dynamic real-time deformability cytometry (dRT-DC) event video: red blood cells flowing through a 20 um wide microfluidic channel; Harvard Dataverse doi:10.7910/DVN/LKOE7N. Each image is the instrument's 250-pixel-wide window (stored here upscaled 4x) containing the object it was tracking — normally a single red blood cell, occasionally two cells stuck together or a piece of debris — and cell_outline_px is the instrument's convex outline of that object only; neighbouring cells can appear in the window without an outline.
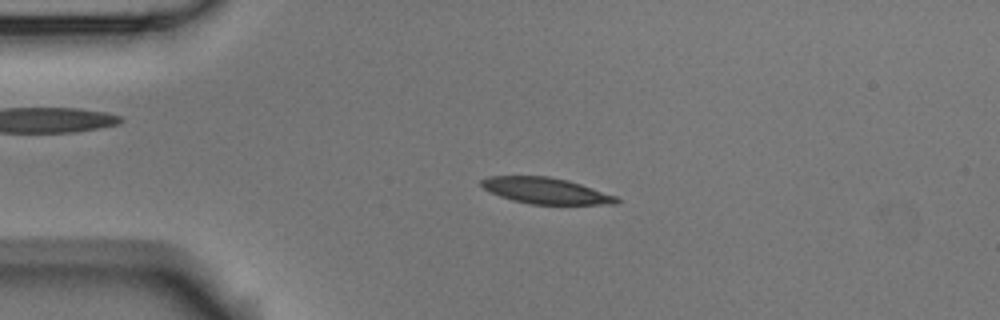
{"species": "Egyptian fruit bat (a non-hibernating species)", "species_latin": "Rousettus aegyptiacus", "temperature_condition": "room temperature", "stored_images_in_passage": 56, "camera_frame_rate_fps": 3000, "um_per_image_px": 0.085, "animal": {"sex": "male"}, "frame": {"image": 1, "passage_image": 12, "time_ms": 3.667, "image_size_px": [1000, 320], "cell_outline_px": [[620, 200], [616, 204], [528, 204], [512, 200], [500, 196], [484, 188], [480, 184], [480, 180], [488, 176], [548, 176], [568, 180], [616, 196]], "centroid_in_image_um": [46.37, 16.21], "position_along_channel_um": 38.6, "area_um2": 20.4}}
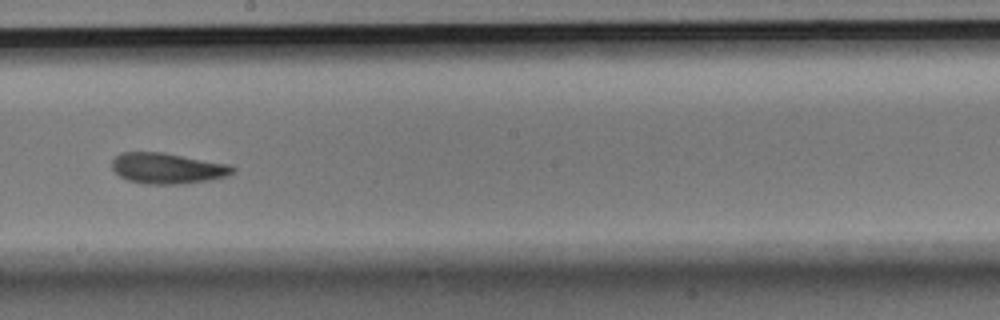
{"frame": {"image": 2, "passage_image": 31, "time_ms": 10.0, "image_size_px": [1000, 320], "cell_outline_px": [[236, 172], [228, 176], [212, 180], [184, 184], [144, 184], [128, 180], [120, 176], [112, 168], [112, 160], [120, 152], [160, 152], [228, 164], [236, 168]], "centroid_in_image_um": [14.26, 14.32], "position_along_channel_um": 233.9, "area_um2": 21.73}}
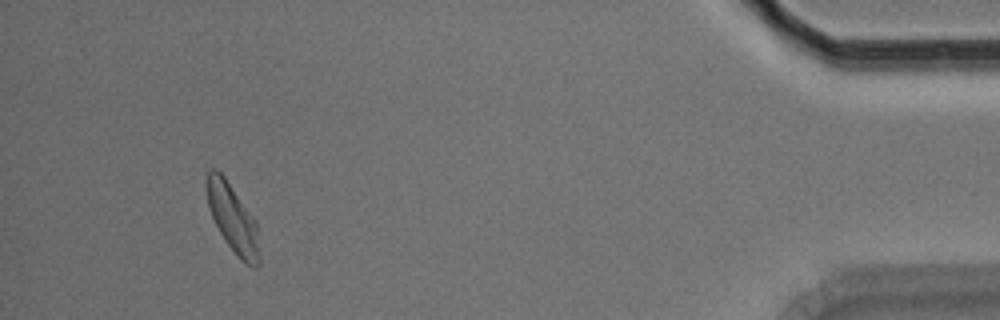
{"frame": {"image": 3, "passage_image": 52, "time_ms": 17.0, "image_size_px": [1000, 320], "cell_outline_px": [[260, 264], [256, 268], [252, 268], [244, 264], [240, 260], [228, 244], [220, 232], [212, 216], [208, 204], [208, 172], [212, 168], [216, 168], [224, 176], [256, 220], [260, 256]], "centroid_in_image_um": [19.84, 18.64], "position_along_channel_um": 415.4, "area_um2": 20.63}, "authors_computed_cell_mechanics": {"area_um2": 21.1548, "velocity_mm_per_s": 3.5475, "shape_relaxation_time_tau1_ms": 4.2146, "shape_relaxation_time_tau2_ms": 3.6238, "deformation_change_tau1": 0.1436, "deformation_change_tau2": 0.1191}}